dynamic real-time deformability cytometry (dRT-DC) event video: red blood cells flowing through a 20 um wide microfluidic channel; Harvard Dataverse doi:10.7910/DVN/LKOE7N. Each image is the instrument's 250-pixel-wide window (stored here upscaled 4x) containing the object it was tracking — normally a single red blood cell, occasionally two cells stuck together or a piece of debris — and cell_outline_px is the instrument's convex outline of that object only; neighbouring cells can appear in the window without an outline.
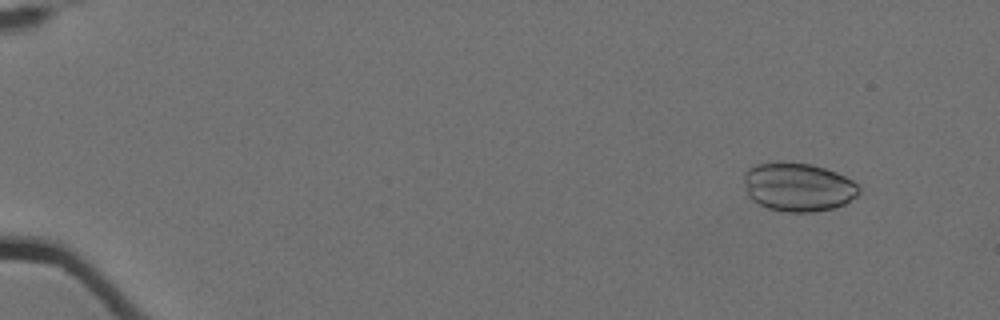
{"species": "Egyptian fruit bat (a non-hibernating species)", "species_latin": "Rousettus aegyptiacus", "temperature_condition": "cold", "stored_images_in_passage": 6, "camera_frame_rate_fps": 3000, "um_per_image_px": 0.085, "animal": {"sex": "female"}, "frame": {"image": 1, "passage_image": 1, "time_ms": 0.0, "image_size_px": [1000, 320], "cell_outline_px": [[860, 192], [856, 196], [844, 204], [832, 208], [812, 212], [784, 212], [768, 208], [752, 200], [748, 196], [744, 184], [744, 172], [748, 168], [756, 164], [812, 164], [836, 172], [852, 180], [860, 188]], "centroid_in_image_um": [67.83, 15.93], "position_along_channel_um": 17.2, "area_um2": 32.14}}